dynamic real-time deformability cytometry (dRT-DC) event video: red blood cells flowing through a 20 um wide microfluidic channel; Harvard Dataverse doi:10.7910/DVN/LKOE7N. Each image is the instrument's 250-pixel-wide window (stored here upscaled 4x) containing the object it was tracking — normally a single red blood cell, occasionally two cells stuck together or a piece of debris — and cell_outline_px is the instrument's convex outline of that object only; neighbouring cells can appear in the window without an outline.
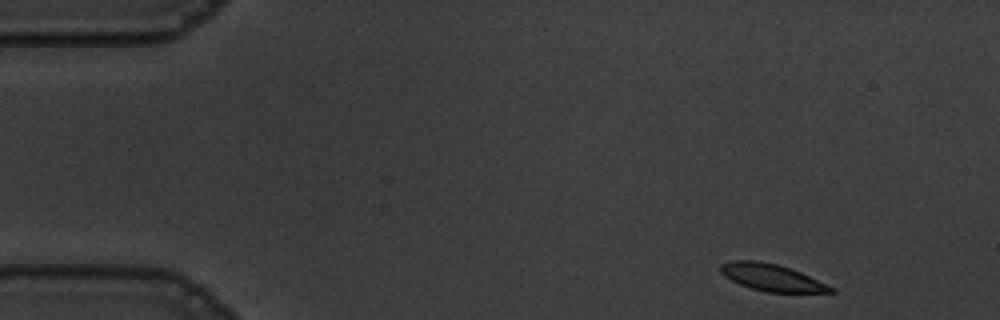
{"species": "common noctule bat (a hibernating species)", "species_latin": "Nyctalus noctula", "temperature_condition": "warm", "stored_images_in_passage": 51, "camera_frame_rate_fps": 3000, "um_per_image_px": 0.085, "animal": {"sex": "male", "body_mass_g": 19.5, "forearm_length_mm": 54.6}, "frame": {"image": 1, "passage_image": 1, "time_ms": 0.0, "image_size_px": [1000, 320], "cell_outline_px": [[836, 292], [768, 292], [752, 288], [740, 284], [724, 276], [720, 272], [720, 264], [732, 260], [756, 260], [776, 264], [800, 272], [836, 288]], "centroid_in_image_um": [65.59, 23.58], "position_along_channel_um": 19.4, "area_um2": 17.11}}
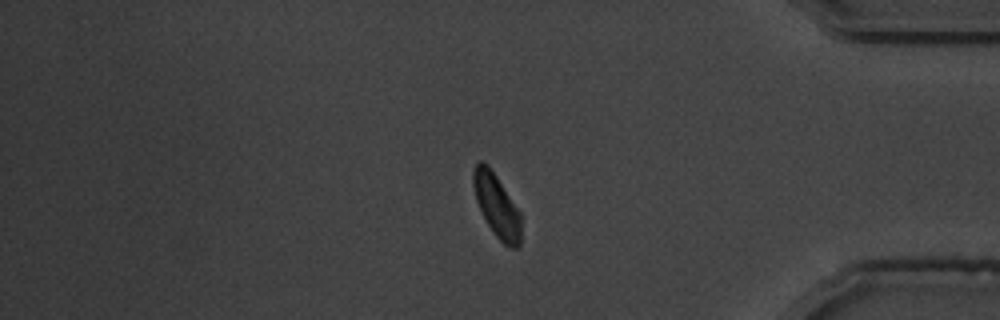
{"frame": {"image": 2, "passage_image": 42, "time_ms": 13.667, "image_size_px": [1000, 320], "cell_outline_px": [[520, 244], [516, 248], [508, 248], [496, 236], [488, 224], [476, 200], [472, 184], [472, 172], [476, 164], [480, 160], [488, 164], [520, 212]], "centroid_in_image_um": [42.2, 17.46], "position_along_channel_um": 393.0, "area_um2": 17.28}}
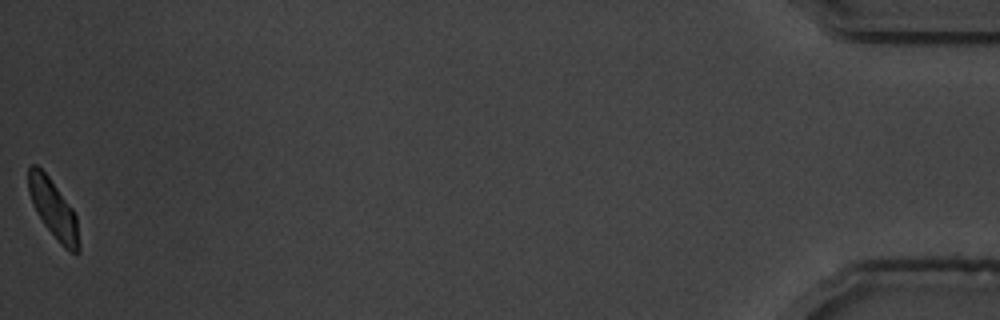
{"frame": {"image": 3, "passage_image": 51, "time_ms": 16.667, "image_size_px": [1000, 320], "cell_outline_px": [[80, 252], [76, 256], [64, 248], [60, 244], [44, 224], [36, 212], [28, 192], [28, 168], [32, 164], [36, 164], [48, 176], [72, 208], [76, 216], [80, 244]], "centroid_in_image_um": [4.55, 17.81], "position_along_channel_um": 430.6, "area_um2": 17.28}, "authors_computed_cell_mechanics": {"area_um2": 18.4382, "velocity_mm_per_s": 3.604, "shape_relaxation_time_tau1_ms": 2.4123, "shape_relaxation_time_tau2_ms": 2.2916, "deformation_change_tau1": 0.1191, "deformation_change_tau2": 0.0396}}